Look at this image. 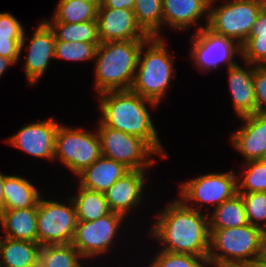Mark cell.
I'll use <instances>...</instances> for the list:
<instances>
[{
	"label": "cell",
	"mask_w": 266,
	"mask_h": 267,
	"mask_svg": "<svg viewBox=\"0 0 266 267\" xmlns=\"http://www.w3.org/2000/svg\"><path fill=\"white\" fill-rule=\"evenodd\" d=\"M244 64L243 66L235 64L227 69L228 88L233 102L232 107L238 118L256 113L253 83L255 65L248 62Z\"/></svg>",
	"instance_id": "cell-19"
},
{
	"label": "cell",
	"mask_w": 266,
	"mask_h": 267,
	"mask_svg": "<svg viewBox=\"0 0 266 267\" xmlns=\"http://www.w3.org/2000/svg\"><path fill=\"white\" fill-rule=\"evenodd\" d=\"M88 263H89V262H86V265L84 264V265H82L81 267H90V266H92L91 264L89 265ZM87 265H89V266H87Z\"/></svg>",
	"instance_id": "cell-47"
},
{
	"label": "cell",
	"mask_w": 266,
	"mask_h": 267,
	"mask_svg": "<svg viewBox=\"0 0 266 267\" xmlns=\"http://www.w3.org/2000/svg\"><path fill=\"white\" fill-rule=\"evenodd\" d=\"M264 257L266 258V232H265Z\"/></svg>",
	"instance_id": "cell-45"
},
{
	"label": "cell",
	"mask_w": 266,
	"mask_h": 267,
	"mask_svg": "<svg viewBox=\"0 0 266 267\" xmlns=\"http://www.w3.org/2000/svg\"><path fill=\"white\" fill-rule=\"evenodd\" d=\"M135 18L149 37H164L162 0H135ZM162 32V33H161Z\"/></svg>",
	"instance_id": "cell-28"
},
{
	"label": "cell",
	"mask_w": 266,
	"mask_h": 267,
	"mask_svg": "<svg viewBox=\"0 0 266 267\" xmlns=\"http://www.w3.org/2000/svg\"><path fill=\"white\" fill-rule=\"evenodd\" d=\"M41 245L35 242L0 238V267H36Z\"/></svg>",
	"instance_id": "cell-22"
},
{
	"label": "cell",
	"mask_w": 266,
	"mask_h": 267,
	"mask_svg": "<svg viewBox=\"0 0 266 267\" xmlns=\"http://www.w3.org/2000/svg\"><path fill=\"white\" fill-rule=\"evenodd\" d=\"M218 1H210L207 27L242 45L248 39L258 14L265 6V0H224L220 6Z\"/></svg>",
	"instance_id": "cell-6"
},
{
	"label": "cell",
	"mask_w": 266,
	"mask_h": 267,
	"mask_svg": "<svg viewBox=\"0 0 266 267\" xmlns=\"http://www.w3.org/2000/svg\"><path fill=\"white\" fill-rule=\"evenodd\" d=\"M97 7L93 3L79 0H59L53 12L57 22L80 23L96 20Z\"/></svg>",
	"instance_id": "cell-29"
},
{
	"label": "cell",
	"mask_w": 266,
	"mask_h": 267,
	"mask_svg": "<svg viewBox=\"0 0 266 267\" xmlns=\"http://www.w3.org/2000/svg\"><path fill=\"white\" fill-rule=\"evenodd\" d=\"M5 209H25L37 207L42 196L39 189L18 174L8 175L3 184Z\"/></svg>",
	"instance_id": "cell-23"
},
{
	"label": "cell",
	"mask_w": 266,
	"mask_h": 267,
	"mask_svg": "<svg viewBox=\"0 0 266 267\" xmlns=\"http://www.w3.org/2000/svg\"><path fill=\"white\" fill-rule=\"evenodd\" d=\"M241 168H243L242 171L236 173L238 174L237 192H266V163L264 161L244 162Z\"/></svg>",
	"instance_id": "cell-30"
},
{
	"label": "cell",
	"mask_w": 266,
	"mask_h": 267,
	"mask_svg": "<svg viewBox=\"0 0 266 267\" xmlns=\"http://www.w3.org/2000/svg\"><path fill=\"white\" fill-rule=\"evenodd\" d=\"M190 43L192 67H196L200 73L208 74L212 69L220 68V65L228 69L237 64L235 56H242L241 45L237 41L217 34L207 26L192 33Z\"/></svg>",
	"instance_id": "cell-10"
},
{
	"label": "cell",
	"mask_w": 266,
	"mask_h": 267,
	"mask_svg": "<svg viewBox=\"0 0 266 267\" xmlns=\"http://www.w3.org/2000/svg\"><path fill=\"white\" fill-rule=\"evenodd\" d=\"M249 36L266 37V5L258 14Z\"/></svg>",
	"instance_id": "cell-38"
},
{
	"label": "cell",
	"mask_w": 266,
	"mask_h": 267,
	"mask_svg": "<svg viewBox=\"0 0 266 267\" xmlns=\"http://www.w3.org/2000/svg\"><path fill=\"white\" fill-rule=\"evenodd\" d=\"M53 117L24 125L4 142L29 156L54 162L56 134L59 122Z\"/></svg>",
	"instance_id": "cell-14"
},
{
	"label": "cell",
	"mask_w": 266,
	"mask_h": 267,
	"mask_svg": "<svg viewBox=\"0 0 266 267\" xmlns=\"http://www.w3.org/2000/svg\"><path fill=\"white\" fill-rule=\"evenodd\" d=\"M178 187L177 198L186 206L207 213L203 206H208L207 209L211 211L212 208H216L237 194V174L233 170L218 173L208 172L190 178L180 183Z\"/></svg>",
	"instance_id": "cell-8"
},
{
	"label": "cell",
	"mask_w": 266,
	"mask_h": 267,
	"mask_svg": "<svg viewBox=\"0 0 266 267\" xmlns=\"http://www.w3.org/2000/svg\"><path fill=\"white\" fill-rule=\"evenodd\" d=\"M22 39L0 37V56L12 59L16 64L20 60V44Z\"/></svg>",
	"instance_id": "cell-37"
},
{
	"label": "cell",
	"mask_w": 266,
	"mask_h": 267,
	"mask_svg": "<svg viewBox=\"0 0 266 267\" xmlns=\"http://www.w3.org/2000/svg\"><path fill=\"white\" fill-rule=\"evenodd\" d=\"M211 0H162L163 26L185 32L192 26L195 31L207 26L209 21V4ZM205 18L204 26L199 18Z\"/></svg>",
	"instance_id": "cell-18"
},
{
	"label": "cell",
	"mask_w": 266,
	"mask_h": 267,
	"mask_svg": "<svg viewBox=\"0 0 266 267\" xmlns=\"http://www.w3.org/2000/svg\"><path fill=\"white\" fill-rule=\"evenodd\" d=\"M154 215L148 237L159 241V250L208 258L210 231L208 214L170 200ZM163 245V246H162Z\"/></svg>",
	"instance_id": "cell-1"
},
{
	"label": "cell",
	"mask_w": 266,
	"mask_h": 267,
	"mask_svg": "<svg viewBox=\"0 0 266 267\" xmlns=\"http://www.w3.org/2000/svg\"><path fill=\"white\" fill-rule=\"evenodd\" d=\"M242 62H248L256 66L266 65V37L249 36L241 45Z\"/></svg>",
	"instance_id": "cell-34"
},
{
	"label": "cell",
	"mask_w": 266,
	"mask_h": 267,
	"mask_svg": "<svg viewBox=\"0 0 266 267\" xmlns=\"http://www.w3.org/2000/svg\"><path fill=\"white\" fill-rule=\"evenodd\" d=\"M85 261L72 243L44 245L39 251L41 267H81Z\"/></svg>",
	"instance_id": "cell-27"
},
{
	"label": "cell",
	"mask_w": 266,
	"mask_h": 267,
	"mask_svg": "<svg viewBox=\"0 0 266 267\" xmlns=\"http://www.w3.org/2000/svg\"><path fill=\"white\" fill-rule=\"evenodd\" d=\"M97 96L101 113L99 121L103 125L137 136L146 141L159 158L168 157L147 109L148 106L157 108L158 103L131 90L107 91Z\"/></svg>",
	"instance_id": "cell-2"
},
{
	"label": "cell",
	"mask_w": 266,
	"mask_h": 267,
	"mask_svg": "<svg viewBox=\"0 0 266 267\" xmlns=\"http://www.w3.org/2000/svg\"><path fill=\"white\" fill-rule=\"evenodd\" d=\"M96 20L101 42L150 38L138 25L134 10L98 7Z\"/></svg>",
	"instance_id": "cell-16"
},
{
	"label": "cell",
	"mask_w": 266,
	"mask_h": 267,
	"mask_svg": "<svg viewBox=\"0 0 266 267\" xmlns=\"http://www.w3.org/2000/svg\"><path fill=\"white\" fill-rule=\"evenodd\" d=\"M13 65H16V63L12 59L0 56V78L4 75L7 68Z\"/></svg>",
	"instance_id": "cell-40"
},
{
	"label": "cell",
	"mask_w": 266,
	"mask_h": 267,
	"mask_svg": "<svg viewBox=\"0 0 266 267\" xmlns=\"http://www.w3.org/2000/svg\"><path fill=\"white\" fill-rule=\"evenodd\" d=\"M129 169L122 163L100 156L92 165L85 168L76 177L78 185L105 193L118 179H120Z\"/></svg>",
	"instance_id": "cell-20"
},
{
	"label": "cell",
	"mask_w": 266,
	"mask_h": 267,
	"mask_svg": "<svg viewBox=\"0 0 266 267\" xmlns=\"http://www.w3.org/2000/svg\"><path fill=\"white\" fill-rule=\"evenodd\" d=\"M79 1L93 3L97 8L101 5V2H102V0H79Z\"/></svg>",
	"instance_id": "cell-43"
},
{
	"label": "cell",
	"mask_w": 266,
	"mask_h": 267,
	"mask_svg": "<svg viewBox=\"0 0 266 267\" xmlns=\"http://www.w3.org/2000/svg\"><path fill=\"white\" fill-rule=\"evenodd\" d=\"M135 0H102L99 7L133 10Z\"/></svg>",
	"instance_id": "cell-39"
},
{
	"label": "cell",
	"mask_w": 266,
	"mask_h": 267,
	"mask_svg": "<svg viewBox=\"0 0 266 267\" xmlns=\"http://www.w3.org/2000/svg\"><path fill=\"white\" fill-rule=\"evenodd\" d=\"M243 125L229 138L244 162L261 160L266 152V114L255 113L239 118Z\"/></svg>",
	"instance_id": "cell-17"
},
{
	"label": "cell",
	"mask_w": 266,
	"mask_h": 267,
	"mask_svg": "<svg viewBox=\"0 0 266 267\" xmlns=\"http://www.w3.org/2000/svg\"><path fill=\"white\" fill-rule=\"evenodd\" d=\"M165 37H150L139 53L131 91L160 104L167 95L171 79L177 75L175 56L169 52ZM172 53V54H171Z\"/></svg>",
	"instance_id": "cell-4"
},
{
	"label": "cell",
	"mask_w": 266,
	"mask_h": 267,
	"mask_svg": "<svg viewBox=\"0 0 266 267\" xmlns=\"http://www.w3.org/2000/svg\"><path fill=\"white\" fill-rule=\"evenodd\" d=\"M147 40L101 42L94 59V87L97 94L130 90L139 53Z\"/></svg>",
	"instance_id": "cell-3"
},
{
	"label": "cell",
	"mask_w": 266,
	"mask_h": 267,
	"mask_svg": "<svg viewBox=\"0 0 266 267\" xmlns=\"http://www.w3.org/2000/svg\"><path fill=\"white\" fill-rule=\"evenodd\" d=\"M252 265L254 267H266V258L265 257L259 258Z\"/></svg>",
	"instance_id": "cell-42"
},
{
	"label": "cell",
	"mask_w": 266,
	"mask_h": 267,
	"mask_svg": "<svg viewBox=\"0 0 266 267\" xmlns=\"http://www.w3.org/2000/svg\"><path fill=\"white\" fill-rule=\"evenodd\" d=\"M77 221L76 208L71 197L62 203L45 199L42 195L37 204L38 244H70Z\"/></svg>",
	"instance_id": "cell-11"
},
{
	"label": "cell",
	"mask_w": 266,
	"mask_h": 267,
	"mask_svg": "<svg viewBox=\"0 0 266 267\" xmlns=\"http://www.w3.org/2000/svg\"><path fill=\"white\" fill-rule=\"evenodd\" d=\"M3 237L38 243L37 207L5 209L0 214Z\"/></svg>",
	"instance_id": "cell-21"
},
{
	"label": "cell",
	"mask_w": 266,
	"mask_h": 267,
	"mask_svg": "<svg viewBox=\"0 0 266 267\" xmlns=\"http://www.w3.org/2000/svg\"><path fill=\"white\" fill-rule=\"evenodd\" d=\"M101 153L109 159L122 163L129 170H150L159 154L143 139L96 122ZM153 158V159H152Z\"/></svg>",
	"instance_id": "cell-9"
},
{
	"label": "cell",
	"mask_w": 266,
	"mask_h": 267,
	"mask_svg": "<svg viewBox=\"0 0 266 267\" xmlns=\"http://www.w3.org/2000/svg\"><path fill=\"white\" fill-rule=\"evenodd\" d=\"M24 26L9 12H0V37L23 39Z\"/></svg>",
	"instance_id": "cell-36"
},
{
	"label": "cell",
	"mask_w": 266,
	"mask_h": 267,
	"mask_svg": "<svg viewBox=\"0 0 266 267\" xmlns=\"http://www.w3.org/2000/svg\"><path fill=\"white\" fill-rule=\"evenodd\" d=\"M148 267H210L208 258L157 250Z\"/></svg>",
	"instance_id": "cell-33"
},
{
	"label": "cell",
	"mask_w": 266,
	"mask_h": 267,
	"mask_svg": "<svg viewBox=\"0 0 266 267\" xmlns=\"http://www.w3.org/2000/svg\"><path fill=\"white\" fill-rule=\"evenodd\" d=\"M75 194L70 195L74 202L78 221H93L111 213L105 193L76 185Z\"/></svg>",
	"instance_id": "cell-25"
},
{
	"label": "cell",
	"mask_w": 266,
	"mask_h": 267,
	"mask_svg": "<svg viewBox=\"0 0 266 267\" xmlns=\"http://www.w3.org/2000/svg\"><path fill=\"white\" fill-rule=\"evenodd\" d=\"M146 173L147 170H129L105 192L111 212L129 219L128 215L143 205L146 182L149 179Z\"/></svg>",
	"instance_id": "cell-15"
},
{
	"label": "cell",
	"mask_w": 266,
	"mask_h": 267,
	"mask_svg": "<svg viewBox=\"0 0 266 267\" xmlns=\"http://www.w3.org/2000/svg\"><path fill=\"white\" fill-rule=\"evenodd\" d=\"M126 220L123 215L111 212L93 221H77L71 243L87 262L98 256H105L114 249L111 247H114Z\"/></svg>",
	"instance_id": "cell-12"
},
{
	"label": "cell",
	"mask_w": 266,
	"mask_h": 267,
	"mask_svg": "<svg viewBox=\"0 0 266 267\" xmlns=\"http://www.w3.org/2000/svg\"><path fill=\"white\" fill-rule=\"evenodd\" d=\"M241 195L248 223L266 232V192H237Z\"/></svg>",
	"instance_id": "cell-32"
},
{
	"label": "cell",
	"mask_w": 266,
	"mask_h": 267,
	"mask_svg": "<svg viewBox=\"0 0 266 267\" xmlns=\"http://www.w3.org/2000/svg\"><path fill=\"white\" fill-rule=\"evenodd\" d=\"M52 29L55 39L66 42H88L99 46L101 44L97 20L80 23L57 22L53 17L43 19Z\"/></svg>",
	"instance_id": "cell-26"
},
{
	"label": "cell",
	"mask_w": 266,
	"mask_h": 267,
	"mask_svg": "<svg viewBox=\"0 0 266 267\" xmlns=\"http://www.w3.org/2000/svg\"><path fill=\"white\" fill-rule=\"evenodd\" d=\"M222 267H254L252 264L226 265Z\"/></svg>",
	"instance_id": "cell-44"
},
{
	"label": "cell",
	"mask_w": 266,
	"mask_h": 267,
	"mask_svg": "<svg viewBox=\"0 0 266 267\" xmlns=\"http://www.w3.org/2000/svg\"><path fill=\"white\" fill-rule=\"evenodd\" d=\"M97 45L88 42H66L61 40H56L54 49V59L58 60H68V61H88L94 62Z\"/></svg>",
	"instance_id": "cell-31"
},
{
	"label": "cell",
	"mask_w": 266,
	"mask_h": 267,
	"mask_svg": "<svg viewBox=\"0 0 266 267\" xmlns=\"http://www.w3.org/2000/svg\"><path fill=\"white\" fill-rule=\"evenodd\" d=\"M7 174H3V172L0 171V214L5 210V201H4V195H3V184L5 181Z\"/></svg>",
	"instance_id": "cell-41"
},
{
	"label": "cell",
	"mask_w": 266,
	"mask_h": 267,
	"mask_svg": "<svg viewBox=\"0 0 266 267\" xmlns=\"http://www.w3.org/2000/svg\"><path fill=\"white\" fill-rule=\"evenodd\" d=\"M101 155V142L97 130L71 128L60 123L56 134L54 162H61L76 178Z\"/></svg>",
	"instance_id": "cell-7"
},
{
	"label": "cell",
	"mask_w": 266,
	"mask_h": 267,
	"mask_svg": "<svg viewBox=\"0 0 266 267\" xmlns=\"http://www.w3.org/2000/svg\"><path fill=\"white\" fill-rule=\"evenodd\" d=\"M209 229L242 227L248 223L242 197L239 193L224 201L211 211H207Z\"/></svg>",
	"instance_id": "cell-24"
},
{
	"label": "cell",
	"mask_w": 266,
	"mask_h": 267,
	"mask_svg": "<svg viewBox=\"0 0 266 267\" xmlns=\"http://www.w3.org/2000/svg\"><path fill=\"white\" fill-rule=\"evenodd\" d=\"M261 160L264 161V162L266 163V152L264 153V155H263V157H262Z\"/></svg>",
	"instance_id": "cell-46"
},
{
	"label": "cell",
	"mask_w": 266,
	"mask_h": 267,
	"mask_svg": "<svg viewBox=\"0 0 266 267\" xmlns=\"http://www.w3.org/2000/svg\"><path fill=\"white\" fill-rule=\"evenodd\" d=\"M210 267L253 264L264 257L265 232L247 224L242 227L209 229Z\"/></svg>",
	"instance_id": "cell-5"
},
{
	"label": "cell",
	"mask_w": 266,
	"mask_h": 267,
	"mask_svg": "<svg viewBox=\"0 0 266 267\" xmlns=\"http://www.w3.org/2000/svg\"><path fill=\"white\" fill-rule=\"evenodd\" d=\"M253 83L256 97V113L266 114V65H255Z\"/></svg>",
	"instance_id": "cell-35"
},
{
	"label": "cell",
	"mask_w": 266,
	"mask_h": 267,
	"mask_svg": "<svg viewBox=\"0 0 266 267\" xmlns=\"http://www.w3.org/2000/svg\"><path fill=\"white\" fill-rule=\"evenodd\" d=\"M24 32L22 42L20 44V59L22 51L28 53L24 58V72L27 82L30 86H35L44 76L50 66V61L54 60L55 35L49 25L42 20L34 29L29 43ZM29 44V45H28ZM27 45V46H26ZM52 58V59H51Z\"/></svg>",
	"instance_id": "cell-13"
}]
</instances>
